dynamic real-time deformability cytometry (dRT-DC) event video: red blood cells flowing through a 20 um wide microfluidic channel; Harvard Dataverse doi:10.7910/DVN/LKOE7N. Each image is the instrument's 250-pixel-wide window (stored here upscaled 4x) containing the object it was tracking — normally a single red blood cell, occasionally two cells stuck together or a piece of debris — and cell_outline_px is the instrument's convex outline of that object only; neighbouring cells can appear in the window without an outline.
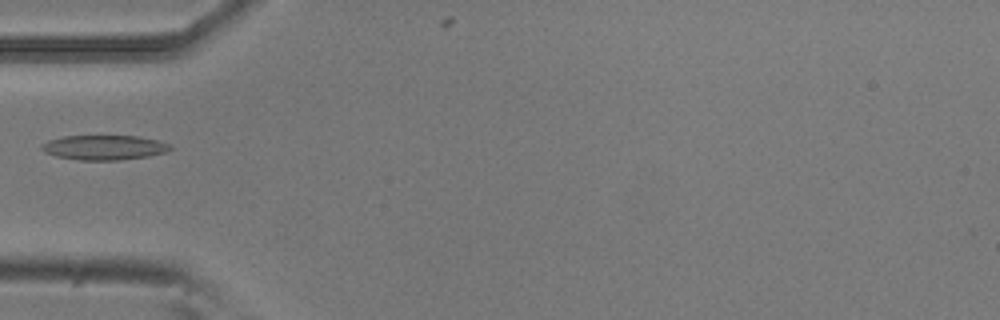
{"species": "common noctule bat (a hibernating species)", "species_latin": "Nyctalus noctula", "temperature_condition": "room temperature", "stored_images_in_passage": 7, "camera_frame_rate_fps": 3000, "um_per_image_px": 0.085, "animal": {"sex": "male", "body_mass_g": 20.5, "forearm_length_mm": 52.5}, "frame": {"image": 1, "passage_image": 5, "time_ms": 1.333, "image_size_px": [1000, 320], "cell_outline_px": [[172, 148], [168, 152], [148, 156], [120, 160], [80, 160], [56, 156], [44, 152], [40, 148], [40, 144], [48, 140], [64, 136], [140, 136], [172, 144]], "centroid_in_image_um": [8.86, 12.53], "position_along_channel_um": 76.1, "area_um2": 18.67}}
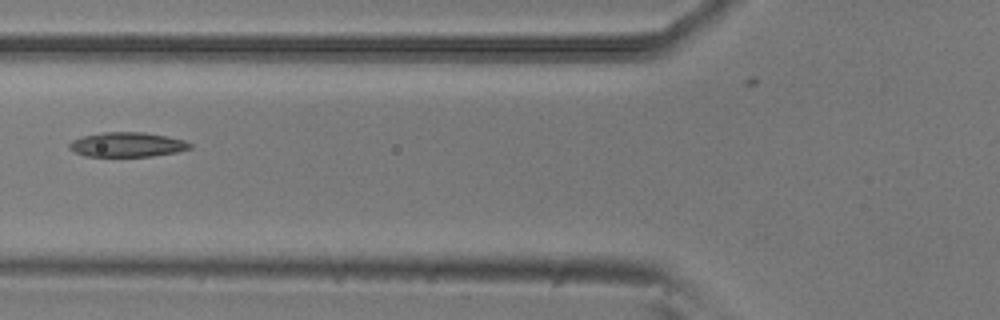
{"frame": {"image": 2, "passage_image": 6, "time_ms": 1.667, "image_size_px": [1000, 320], "cell_outline_px": [[192, 148], [176, 152], [152, 156], [84, 156], [68, 148], [68, 144], [72, 140], [80, 136], [104, 132], [144, 132], [184, 140], [192, 144]], "centroid_in_image_um": [10.78, 12.29], "position_along_channel_um": 115.0, "area_um2": 17.28}}